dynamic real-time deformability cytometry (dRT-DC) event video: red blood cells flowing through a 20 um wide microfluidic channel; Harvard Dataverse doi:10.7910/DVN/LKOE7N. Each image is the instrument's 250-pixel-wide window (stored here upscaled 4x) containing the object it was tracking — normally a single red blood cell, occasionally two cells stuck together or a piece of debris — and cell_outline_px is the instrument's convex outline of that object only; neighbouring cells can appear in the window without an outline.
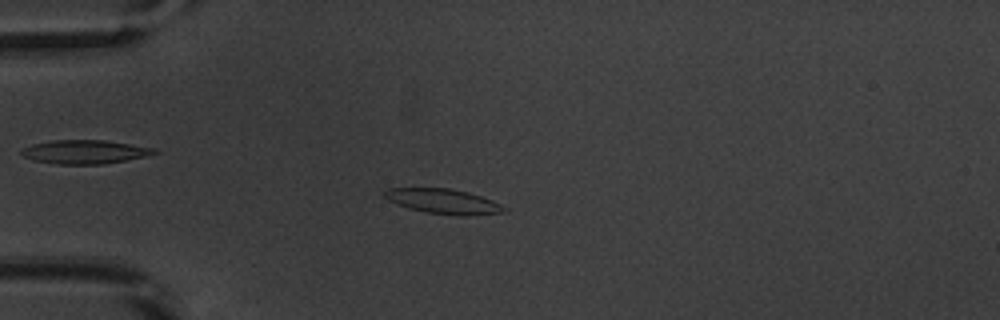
{"species": "common noctule bat (a hibernating species)", "species_latin": "Nyctalus noctula", "temperature_condition": "warm", "stored_images_in_passage": 52, "camera_frame_rate_fps": 3000, "um_per_image_px": 0.085, "animal": {"sex": "male", "body_mass_g": 20.1, "forearm_length_mm": 53.5}, "frame": {"image": 1, "passage_image": 14, "time_ms": 4.333, "image_size_px": [1000, 320], "cell_outline_px": [[508, 208], [500, 212], [460, 216], [424, 212], [408, 208], [396, 204], [388, 200], [380, 192], [388, 188], [448, 188], [468, 192], [492, 200]], "centroid_in_image_um": [37.6, 17.1], "position_along_channel_um": 47.4, "area_um2": 17.28}}
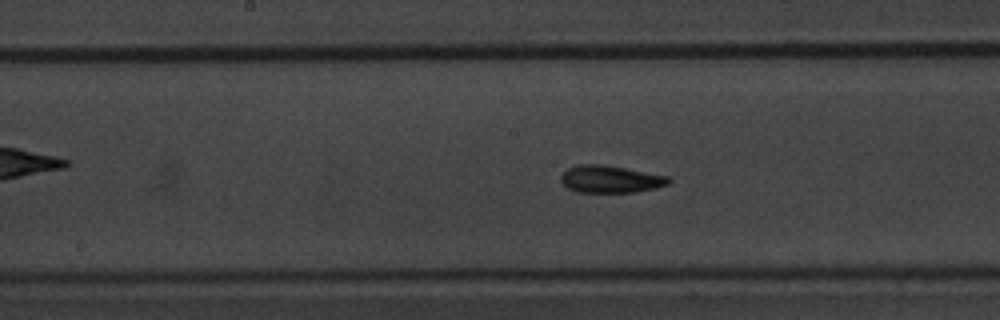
{"frame": {"image": 2, "passage_image": 27, "time_ms": 8.667, "image_size_px": [1000, 320], "cell_outline_px": [[672, 180], [668, 184], [656, 188], [636, 192], [576, 192], [568, 188], [560, 180], [560, 176], [568, 168], [576, 164], [600, 164], [624, 168], [668, 176]], "centroid_in_image_um": [51.87, 15.23], "position_along_channel_um": 196.3, "area_um2": 17.11}}
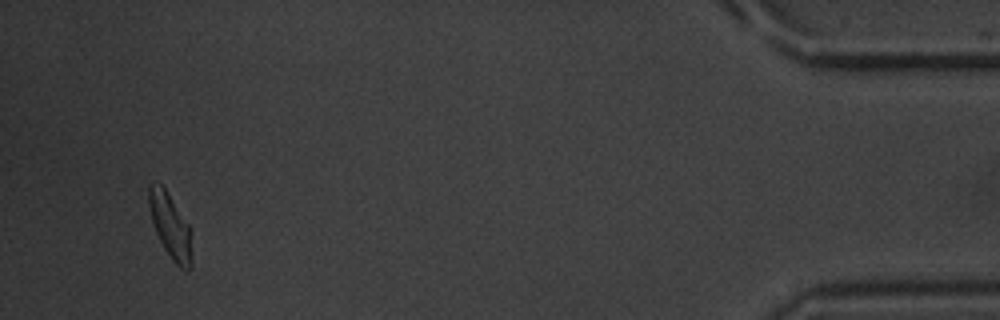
{"frame": {"image": 3, "passage_image": 50, "time_ms": 16.333, "image_size_px": [1000, 320], "cell_outline_px": [[192, 268], [188, 272], [180, 268], [172, 260], [164, 248], [156, 232], [152, 220], [148, 204], [148, 188], [156, 180], [164, 188], [192, 228]], "centroid_in_image_um": [14.53, 19.26], "position_along_channel_um": 420.7, "area_um2": 16.53}, "authors_computed_cell_mechanics": {"area_um2": 16.8487, "velocity_mm_per_s": 3.856, "shape_relaxation_time_tau1_ms": 3.8107, "shape_relaxation_time_tau2_ms": 2.5234, "deformation_change_tau1": 0.1344, "deformation_change_tau2": 0.0953}}